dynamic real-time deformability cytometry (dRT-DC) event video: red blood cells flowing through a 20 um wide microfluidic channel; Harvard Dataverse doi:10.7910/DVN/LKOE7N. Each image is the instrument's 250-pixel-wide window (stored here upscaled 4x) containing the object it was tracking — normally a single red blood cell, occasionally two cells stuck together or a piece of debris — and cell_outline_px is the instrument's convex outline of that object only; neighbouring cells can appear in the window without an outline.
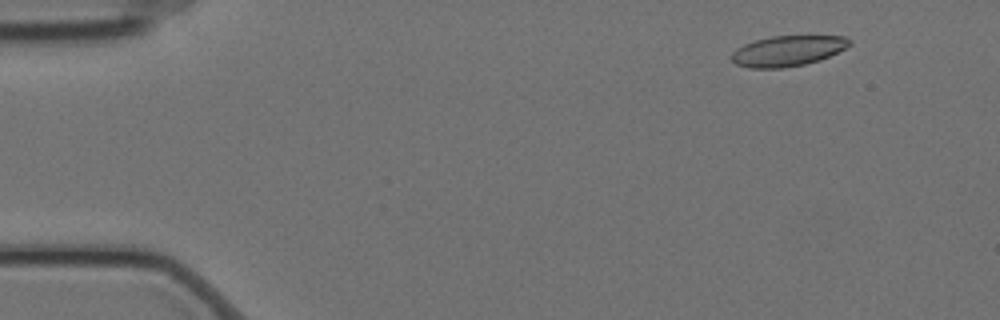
{"species": "Egyptian fruit bat (a non-hibernating species)", "species_latin": "Rousettus aegyptiacus", "temperature_condition": "cold", "stored_images_in_passage": 58, "camera_frame_rate_fps": 3000, "um_per_image_px": 0.085, "animal": {"sex": "female"}, "frame": {"image": 1, "passage_image": 6, "time_ms": 1.667, "image_size_px": [1000, 320], "cell_outline_px": [[852, 44], [820, 60], [804, 64], [780, 68], [748, 68], [736, 64], [732, 60], [732, 52], [736, 48], [744, 44], [756, 40], [772, 36], [848, 36], [852, 40]], "centroid_in_image_um": [66.95, 4.32], "position_along_channel_um": 18.0, "area_um2": 20.87}}
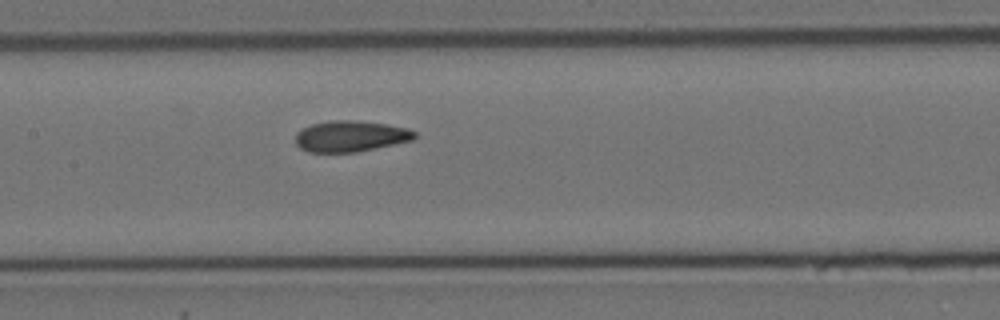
{"frame": {"image": 2, "passage_image": 28, "time_ms": 9.0, "image_size_px": [1000, 320], "cell_outline_px": [[416, 136], [412, 140], [376, 148], [356, 152], [308, 152], [300, 148], [296, 144], [296, 132], [312, 124], [332, 120], [352, 120], [384, 124], [408, 128], [416, 132]], "centroid_in_image_um": [29.78, 11.58], "position_along_channel_um": 177.6, "area_um2": 21.39}}
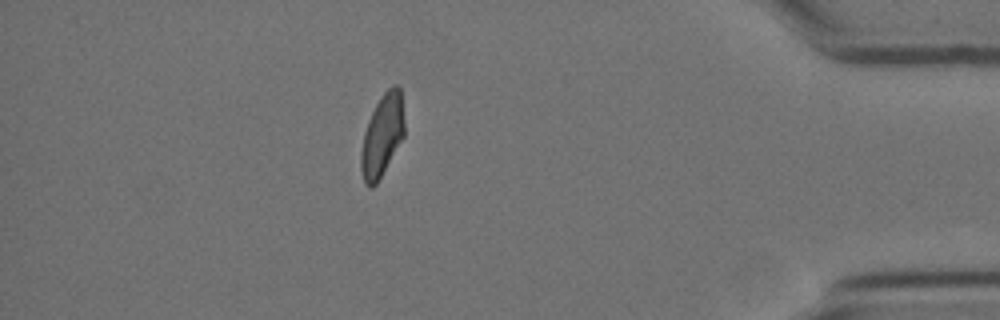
{"frame": {"image": 3, "passage_image": 51, "time_ms": 16.667, "image_size_px": [1000, 320], "cell_outline_px": [[404, 136], [376, 184], [372, 188], [368, 188], [364, 184], [360, 168], [360, 152], [364, 132], [368, 120], [380, 96], [392, 84], [396, 84], [400, 88], [404, 120]], "centroid_in_image_um": [32.46, 11.52], "position_along_channel_um": 402.7, "area_um2": 20.81}, "authors_computed_cell_mechanics": {"area_um2": 21.6461, "velocity_mm_per_s": 3.4931, "shape_relaxation_time_tau1_ms": 9.5833, "shape_relaxation_time_tau2_ms": 1.6726, "deformation_change_tau1": 0.1978, "deformation_change_tau2": 0.0658}}